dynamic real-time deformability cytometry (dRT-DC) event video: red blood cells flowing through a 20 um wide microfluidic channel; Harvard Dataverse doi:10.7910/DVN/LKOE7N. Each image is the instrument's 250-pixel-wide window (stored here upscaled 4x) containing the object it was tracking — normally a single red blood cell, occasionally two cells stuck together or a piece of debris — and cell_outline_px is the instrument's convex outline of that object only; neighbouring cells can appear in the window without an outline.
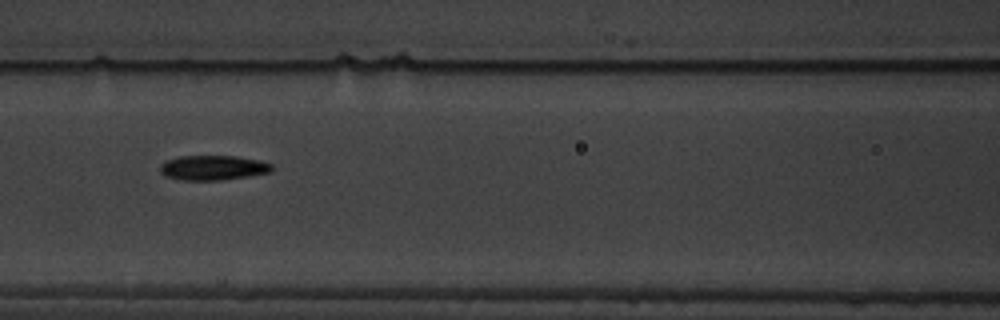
{"species": "common noctule bat (a hibernating species)", "species_latin": "Nyctalus noctula", "temperature_condition": "warm", "stored_images_in_passage": 14, "camera_frame_rate_fps": 3000, "um_per_image_px": 0.085, "animal": {"sex": "male", "body_mass_g": 19.5, "forearm_length_mm": 54.6}, "frame": {"image": 1, "passage_image": 8, "time_ms": 8.0, "image_size_px": [1000, 320], "cell_outline_px": [[272, 172], [248, 176], [220, 180], [180, 180], [164, 176], [160, 172], [160, 164], [168, 160], [180, 156], [236, 156], [260, 160], [272, 164]], "centroid_in_image_um": [18.1, 14.26], "position_along_channel_um": 148.5, "area_um2": 16.18}, "authors_computed_cell_mechanics": {"area_um2": 16.7331, "velocity_mm_per_s": 3.4172, "shape_relaxation_time_tau1_ms": 3.6287, "shape_relaxation_time_tau2_ms": 3.9681, "deformation_change_tau1": 0.1198, "deformation_change_tau2": 0.0909}}